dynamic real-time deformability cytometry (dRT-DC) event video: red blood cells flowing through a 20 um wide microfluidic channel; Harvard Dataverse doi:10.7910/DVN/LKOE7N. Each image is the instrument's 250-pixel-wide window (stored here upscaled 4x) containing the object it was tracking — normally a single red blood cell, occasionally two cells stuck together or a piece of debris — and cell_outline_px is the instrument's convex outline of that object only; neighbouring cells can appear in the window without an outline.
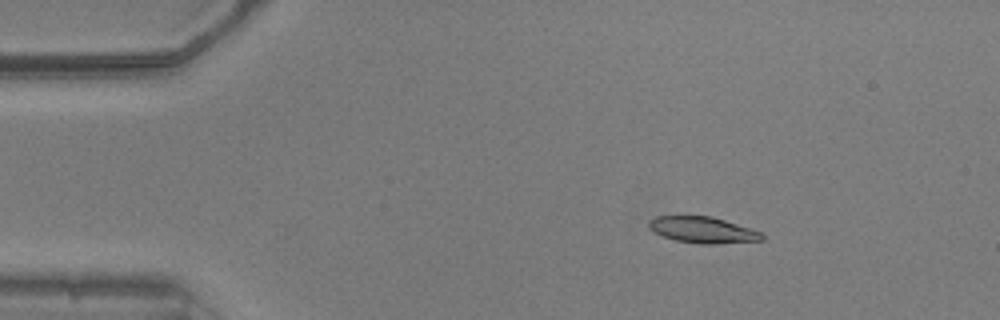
{"species": "common noctule bat (a hibernating species)", "species_latin": "Nyctalus noctula", "temperature_condition": "warm", "stored_images_in_passage": 45, "camera_frame_rate_fps": 3000, "um_per_image_px": 0.085, "animal": {"sex": "male", "body_mass_g": 20.5, "forearm_length_mm": 52.5}, "frame": {"image": 1, "passage_image": 1, "time_ms": 0.0, "image_size_px": [1000, 320], "cell_outline_px": [[764, 240], [716, 244], [700, 244], [676, 240], [664, 236], [648, 228], [648, 220], [656, 216], [712, 216], [752, 228], [760, 232], [764, 236]], "centroid_in_image_um": [59.76, 19.54], "position_along_channel_um": 25.2, "area_um2": 17.34}}
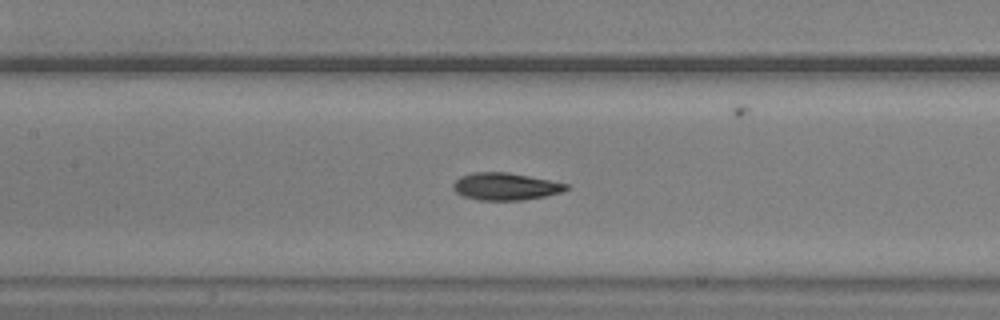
{"frame": {"image": 2, "passage_image": 17, "time_ms": 5.333, "image_size_px": [1000, 320], "cell_outline_px": [[568, 188], [560, 192], [544, 196], [520, 200], [480, 200], [464, 196], [456, 192], [452, 188], [452, 184], [460, 176], [472, 172], [508, 172], [568, 184]], "centroid_in_image_um": [42.91, 15.84], "position_along_channel_um": 164.5, "area_um2": 17.74}}
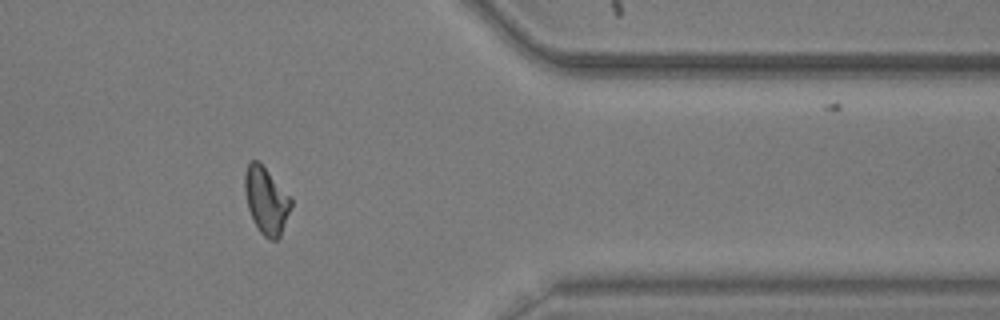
{"frame": {"image": 3, "passage_image": 36, "time_ms": 11.667, "image_size_px": [1000, 320], "cell_outline_px": [[292, 204], [280, 236], [276, 240], [268, 240], [260, 232], [252, 220], [248, 208], [244, 188], [244, 172], [248, 164], [252, 160], [260, 160], [292, 196]], "centroid_in_image_um": [22.63, 16.99], "position_along_channel_um": 388.8, "area_um2": 18.5}, "authors_computed_cell_mechanics": {"area_um2": 17.8024, "velocity_mm_per_s": 3.8338, "shape_relaxation_time_tau1_ms": 4.9986, "shape_relaxation_time_tau2_ms": 2.1735, "deformation_change_tau1": 0.1766, "deformation_change_tau2": 0.0878}}